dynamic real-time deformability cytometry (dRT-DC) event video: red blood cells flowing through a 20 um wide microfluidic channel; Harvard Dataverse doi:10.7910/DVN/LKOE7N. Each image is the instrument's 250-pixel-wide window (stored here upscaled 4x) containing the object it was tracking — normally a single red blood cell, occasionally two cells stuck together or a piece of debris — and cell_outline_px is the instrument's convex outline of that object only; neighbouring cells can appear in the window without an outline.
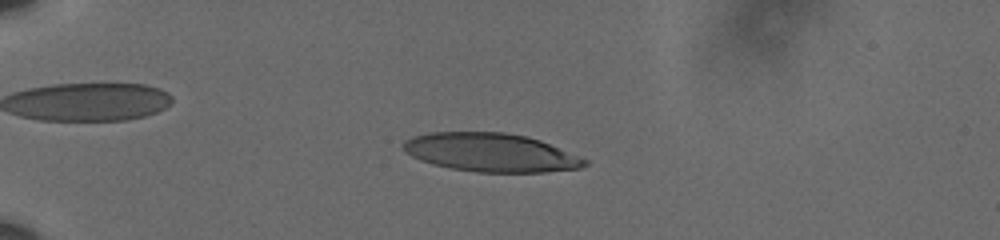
{"species": "human", "species_latin": "Homo sapiens", "temperature_condition": "cold", "stored_images_in_passage": 59, "camera_frame_rate_fps": 3000, "um_per_image_px": 0.085, "donor": {"sex": "male"}, "frame": {"image": 1, "passage_image": 16, "time_ms": 5.0, "image_size_px": [1000, 240], "cell_outline_px": [[588, 164], [580, 168], [544, 172], [476, 172], [452, 168], [432, 164], [420, 160], [412, 156], [404, 148], [404, 140], [412, 136], [432, 132], [504, 132], [528, 136], [540, 140], [588, 160]], "centroid_in_image_um": [41.72, 12.96], "position_along_channel_um": 43.3, "area_um2": 40.52}}
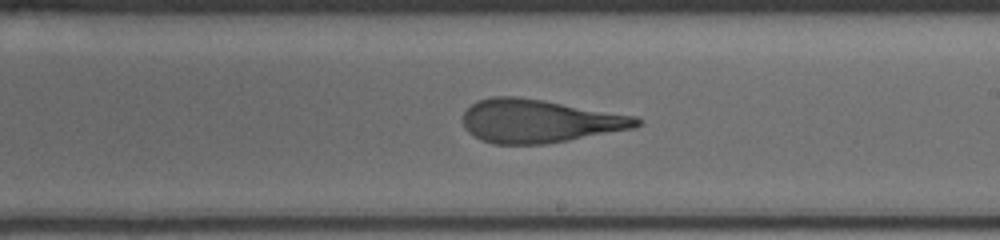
{"frame": {"image": 2, "passage_image": 37, "time_ms": 12.0, "image_size_px": [1000, 240], "cell_outline_px": [[640, 124], [636, 128], [568, 140], [544, 144], [492, 144], [480, 140], [472, 136], [464, 128], [464, 112], [476, 100], [492, 96], [516, 96], [636, 116], [640, 120]], "centroid_in_image_um": [45.8, 10.3], "position_along_channel_um": 243.2, "area_um2": 43.64}}
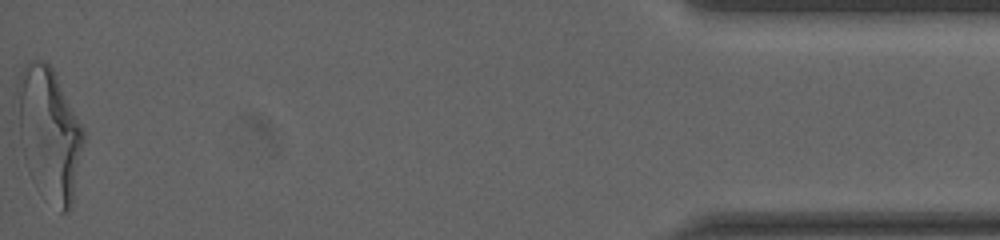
{"frame": {"image": 3, "passage_image": 59, "time_ms": 19.333, "image_size_px": [1000, 240], "cell_outline_px": [[84, 140], [72, 208], [68, 212], [60, 212], [36, 188], [28, 172], [24, 156], [20, 136], [16, 88], [16, 80], [24, 64], [32, 60], [44, 60], [56, 72], [84, 132]], "centroid_in_image_um": [4.17, 11.36], "position_along_channel_um": 431.0, "area_um2": 51.38}, "authors_computed_cell_mechanics": {"area_um2": 43.6968, "velocity_mm_per_s": 3.6033, "shape_relaxation_time_tau1_ms": 9.4204, "shape_relaxation_time_tau2_ms": 1.6852, "deformation_change_tau1": 0.3408, "deformation_change_tau2": 0.1238}}